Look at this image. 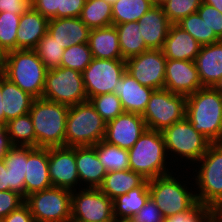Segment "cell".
<instances>
[{"instance_id": "obj_58", "label": "cell", "mask_w": 222, "mask_h": 222, "mask_svg": "<svg viewBox=\"0 0 222 222\" xmlns=\"http://www.w3.org/2000/svg\"><path fill=\"white\" fill-rule=\"evenodd\" d=\"M105 1H107L108 3L113 4V3L116 2L117 0H105Z\"/></svg>"}, {"instance_id": "obj_11", "label": "cell", "mask_w": 222, "mask_h": 222, "mask_svg": "<svg viewBox=\"0 0 222 222\" xmlns=\"http://www.w3.org/2000/svg\"><path fill=\"white\" fill-rule=\"evenodd\" d=\"M142 117L148 129L162 131L186 117V96L154 90Z\"/></svg>"}, {"instance_id": "obj_29", "label": "cell", "mask_w": 222, "mask_h": 222, "mask_svg": "<svg viewBox=\"0 0 222 222\" xmlns=\"http://www.w3.org/2000/svg\"><path fill=\"white\" fill-rule=\"evenodd\" d=\"M146 179L130 169L107 172L99 189L114 200L132 189L140 187Z\"/></svg>"}, {"instance_id": "obj_55", "label": "cell", "mask_w": 222, "mask_h": 222, "mask_svg": "<svg viewBox=\"0 0 222 222\" xmlns=\"http://www.w3.org/2000/svg\"><path fill=\"white\" fill-rule=\"evenodd\" d=\"M217 90H219L220 92H222V78L221 80L219 81V83L216 85L215 87Z\"/></svg>"}, {"instance_id": "obj_19", "label": "cell", "mask_w": 222, "mask_h": 222, "mask_svg": "<svg viewBox=\"0 0 222 222\" xmlns=\"http://www.w3.org/2000/svg\"><path fill=\"white\" fill-rule=\"evenodd\" d=\"M154 89L141 85L128 72L115 85L124 112L143 114Z\"/></svg>"}, {"instance_id": "obj_3", "label": "cell", "mask_w": 222, "mask_h": 222, "mask_svg": "<svg viewBox=\"0 0 222 222\" xmlns=\"http://www.w3.org/2000/svg\"><path fill=\"white\" fill-rule=\"evenodd\" d=\"M129 152V169L146 180L173 173L166 164L169 157L161 131L146 129Z\"/></svg>"}, {"instance_id": "obj_50", "label": "cell", "mask_w": 222, "mask_h": 222, "mask_svg": "<svg viewBox=\"0 0 222 222\" xmlns=\"http://www.w3.org/2000/svg\"><path fill=\"white\" fill-rule=\"evenodd\" d=\"M13 147L6 130V124L0 123V159H3L7 152Z\"/></svg>"}, {"instance_id": "obj_22", "label": "cell", "mask_w": 222, "mask_h": 222, "mask_svg": "<svg viewBox=\"0 0 222 222\" xmlns=\"http://www.w3.org/2000/svg\"><path fill=\"white\" fill-rule=\"evenodd\" d=\"M203 87H216L222 78V40L202 45L194 60Z\"/></svg>"}, {"instance_id": "obj_16", "label": "cell", "mask_w": 222, "mask_h": 222, "mask_svg": "<svg viewBox=\"0 0 222 222\" xmlns=\"http://www.w3.org/2000/svg\"><path fill=\"white\" fill-rule=\"evenodd\" d=\"M147 126L141 114L123 112L106 123L104 141L129 150L146 131Z\"/></svg>"}, {"instance_id": "obj_38", "label": "cell", "mask_w": 222, "mask_h": 222, "mask_svg": "<svg viewBox=\"0 0 222 222\" xmlns=\"http://www.w3.org/2000/svg\"><path fill=\"white\" fill-rule=\"evenodd\" d=\"M93 59L88 43L72 45L64 50L61 67L82 73Z\"/></svg>"}, {"instance_id": "obj_30", "label": "cell", "mask_w": 222, "mask_h": 222, "mask_svg": "<svg viewBox=\"0 0 222 222\" xmlns=\"http://www.w3.org/2000/svg\"><path fill=\"white\" fill-rule=\"evenodd\" d=\"M9 172V190L26 197L25 174L27 168V146H13L3 158Z\"/></svg>"}, {"instance_id": "obj_9", "label": "cell", "mask_w": 222, "mask_h": 222, "mask_svg": "<svg viewBox=\"0 0 222 222\" xmlns=\"http://www.w3.org/2000/svg\"><path fill=\"white\" fill-rule=\"evenodd\" d=\"M42 98L67 106L88 101L82 73L66 67L48 70Z\"/></svg>"}, {"instance_id": "obj_56", "label": "cell", "mask_w": 222, "mask_h": 222, "mask_svg": "<svg viewBox=\"0 0 222 222\" xmlns=\"http://www.w3.org/2000/svg\"><path fill=\"white\" fill-rule=\"evenodd\" d=\"M154 5H161L163 4L166 0H152Z\"/></svg>"}, {"instance_id": "obj_42", "label": "cell", "mask_w": 222, "mask_h": 222, "mask_svg": "<svg viewBox=\"0 0 222 222\" xmlns=\"http://www.w3.org/2000/svg\"><path fill=\"white\" fill-rule=\"evenodd\" d=\"M218 213L200 202L190 210L165 217L163 222H217Z\"/></svg>"}, {"instance_id": "obj_35", "label": "cell", "mask_w": 222, "mask_h": 222, "mask_svg": "<svg viewBox=\"0 0 222 222\" xmlns=\"http://www.w3.org/2000/svg\"><path fill=\"white\" fill-rule=\"evenodd\" d=\"M6 130L13 146L36 147L34 127L29 113L8 121Z\"/></svg>"}, {"instance_id": "obj_31", "label": "cell", "mask_w": 222, "mask_h": 222, "mask_svg": "<svg viewBox=\"0 0 222 222\" xmlns=\"http://www.w3.org/2000/svg\"><path fill=\"white\" fill-rule=\"evenodd\" d=\"M115 27L123 59L126 60L149 49L141 37L138 21L117 24Z\"/></svg>"}, {"instance_id": "obj_4", "label": "cell", "mask_w": 222, "mask_h": 222, "mask_svg": "<svg viewBox=\"0 0 222 222\" xmlns=\"http://www.w3.org/2000/svg\"><path fill=\"white\" fill-rule=\"evenodd\" d=\"M197 164L191 184L198 187L194 191L197 202L218 213L222 209V143H211Z\"/></svg>"}, {"instance_id": "obj_49", "label": "cell", "mask_w": 222, "mask_h": 222, "mask_svg": "<svg viewBox=\"0 0 222 222\" xmlns=\"http://www.w3.org/2000/svg\"><path fill=\"white\" fill-rule=\"evenodd\" d=\"M2 222H35L29 207L24 203L18 209L12 211L3 218Z\"/></svg>"}, {"instance_id": "obj_17", "label": "cell", "mask_w": 222, "mask_h": 222, "mask_svg": "<svg viewBox=\"0 0 222 222\" xmlns=\"http://www.w3.org/2000/svg\"><path fill=\"white\" fill-rule=\"evenodd\" d=\"M203 88L194 61L167 59L164 89L189 96Z\"/></svg>"}, {"instance_id": "obj_25", "label": "cell", "mask_w": 222, "mask_h": 222, "mask_svg": "<svg viewBox=\"0 0 222 222\" xmlns=\"http://www.w3.org/2000/svg\"><path fill=\"white\" fill-rule=\"evenodd\" d=\"M48 19L30 6L22 15L17 30L16 50H34L38 41L47 33Z\"/></svg>"}, {"instance_id": "obj_24", "label": "cell", "mask_w": 222, "mask_h": 222, "mask_svg": "<svg viewBox=\"0 0 222 222\" xmlns=\"http://www.w3.org/2000/svg\"><path fill=\"white\" fill-rule=\"evenodd\" d=\"M47 32L66 49L88 43L91 29L79 17L53 18L48 21Z\"/></svg>"}, {"instance_id": "obj_26", "label": "cell", "mask_w": 222, "mask_h": 222, "mask_svg": "<svg viewBox=\"0 0 222 222\" xmlns=\"http://www.w3.org/2000/svg\"><path fill=\"white\" fill-rule=\"evenodd\" d=\"M1 92L3 100L2 111L4 112L6 123L29 113L35 98L4 75L1 76Z\"/></svg>"}, {"instance_id": "obj_33", "label": "cell", "mask_w": 222, "mask_h": 222, "mask_svg": "<svg viewBox=\"0 0 222 222\" xmlns=\"http://www.w3.org/2000/svg\"><path fill=\"white\" fill-rule=\"evenodd\" d=\"M153 6L152 0H117L112 4L113 25L139 21Z\"/></svg>"}, {"instance_id": "obj_13", "label": "cell", "mask_w": 222, "mask_h": 222, "mask_svg": "<svg viewBox=\"0 0 222 222\" xmlns=\"http://www.w3.org/2000/svg\"><path fill=\"white\" fill-rule=\"evenodd\" d=\"M126 72L125 59L93 58L82 72L88 100L96 95L114 93L115 85Z\"/></svg>"}, {"instance_id": "obj_21", "label": "cell", "mask_w": 222, "mask_h": 222, "mask_svg": "<svg viewBox=\"0 0 222 222\" xmlns=\"http://www.w3.org/2000/svg\"><path fill=\"white\" fill-rule=\"evenodd\" d=\"M75 159L80 184L85 188H99L107 171L99 161L96 145L75 146Z\"/></svg>"}, {"instance_id": "obj_15", "label": "cell", "mask_w": 222, "mask_h": 222, "mask_svg": "<svg viewBox=\"0 0 222 222\" xmlns=\"http://www.w3.org/2000/svg\"><path fill=\"white\" fill-rule=\"evenodd\" d=\"M49 177L53 187L76 190L79 174L76 167L75 147L48 148Z\"/></svg>"}, {"instance_id": "obj_2", "label": "cell", "mask_w": 222, "mask_h": 222, "mask_svg": "<svg viewBox=\"0 0 222 222\" xmlns=\"http://www.w3.org/2000/svg\"><path fill=\"white\" fill-rule=\"evenodd\" d=\"M68 111L67 105L43 98L34 99L29 114L34 127L36 147L65 146Z\"/></svg>"}, {"instance_id": "obj_45", "label": "cell", "mask_w": 222, "mask_h": 222, "mask_svg": "<svg viewBox=\"0 0 222 222\" xmlns=\"http://www.w3.org/2000/svg\"><path fill=\"white\" fill-rule=\"evenodd\" d=\"M163 214L151 198L128 222H163Z\"/></svg>"}, {"instance_id": "obj_46", "label": "cell", "mask_w": 222, "mask_h": 222, "mask_svg": "<svg viewBox=\"0 0 222 222\" xmlns=\"http://www.w3.org/2000/svg\"><path fill=\"white\" fill-rule=\"evenodd\" d=\"M31 6L48 20L58 18L60 0H33Z\"/></svg>"}, {"instance_id": "obj_10", "label": "cell", "mask_w": 222, "mask_h": 222, "mask_svg": "<svg viewBox=\"0 0 222 222\" xmlns=\"http://www.w3.org/2000/svg\"><path fill=\"white\" fill-rule=\"evenodd\" d=\"M72 191L51 187L25 197L35 222H71Z\"/></svg>"}, {"instance_id": "obj_14", "label": "cell", "mask_w": 222, "mask_h": 222, "mask_svg": "<svg viewBox=\"0 0 222 222\" xmlns=\"http://www.w3.org/2000/svg\"><path fill=\"white\" fill-rule=\"evenodd\" d=\"M126 72L141 85L164 89L166 57L160 49H148L125 60Z\"/></svg>"}, {"instance_id": "obj_53", "label": "cell", "mask_w": 222, "mask_h": 222, "mask_svg": "<svg viewBox=\"0 0 222 222\" xmlns=\"http://www.w3.org/2000/svg\"><path fill=\"white\" fill-rule=\"evenodd\" d=\"M203 3L213 6L222 13V0H203Z\"/></svg>"}, {"instance_id": "obj_48", "label": "cell", "mask_w": 222, "mask_h": 222, "mask_svg": "<svg viewBox=\"0 0 222 222\" xmlns=\"http://www.w3.org/2000/svg\"><path fill=\"white\" fill-rule=\"evenodd\" d=\"M30 6L28 0H0V12L22 15Z\"/></svg>"}, {"instance_id": "obj_12", "label": "cell", "mask_w": 222, "mask_h": 222, "mask_svg": "<svg viewBox=\"0 0 222 222\" xmlns=\"http://www.w3.org/2000/svg\"><path fill=\"white\" fill-rule=\"evenodd\" d=\"M77 189L71 196V222H116L113 200L99 188Z\"/></svg>"}, {"instance_id": "obj_52", "label": "cell", "mask_w": 222, "mask_h": 222, "mask_svg": "<svg viewBox=\"0 0 222 222\" xmlns=\"http://www.w3.org/2000/svg\"><path fill=\"white\" fill-rule=\"evenodd\" d=\"M8 51L0 45V76L4 75Z\"/></svg>"}, {"instance_id": "obj_54", "label": "cell", "mask_w": 222, "mask_h": 222, "mask_svg": "<svg viewBox=\"0 0 222 222\" xmlns=\"http://www.w3.org/2000/svg\"><path fill=\"white\" fill-rule=\"evenodd\" d=\"M2 92H1V76H0V123L6 124V118L4 112L2 111Z\"/></svg>"}, {"instance_id": "obj_34", "label": "cell", "mask_w": 222, "mask_h": 222, "mask_svg": "<svg viewBox=\"0 0 222 222\" xmlns=\"http://www.w3.org/2000/svg\"><path fill=\"white\" fill-rule=\"evenodd\" d=\"M96 153L107 172L129 169V152L104 140L96 144Z\"/></svg>"}, {"instance_id": "obj_57", "label": "cell", "mask_w": 222, "mask_h": 222, "mask_svg": "<svg viewBox=\"0 0 222 222\" xmlns=\"http://www.w3.org/2000/svg\"><path fill=\"white\" fill-rule=\"evenodd\" d=\"M217 222H222V209L218 212Z\"/></svg>"}, {"instance_id": "obj_5", "label": "cell", "mask_w": 222, "mask_h": 222, "mask_svg": "<svg viewBox=\"0 0 222 222\" xmlns=\"http://www.w3.org/2000/svg\"><path fill=\"white\" fill-rule=\"evenodd\" d=\"M47 71L34 50L8 52L4 76L35 99L42 98Z\"/></svg>"}, {"instance_id": "obj_18", "label": "cell", "mask_w": 222, "mask_h": 222, "mask_svg": "<svg viewBox=\"0 0 222 222\" xmlns=\"http://www.w3.org/2000/svg\"><path fill=\"white\" fill-rule=\"evenodd\" d=\"M24 181L26 196L53 187L49 177L48 148L27 146Z\"/></svg>"}, {"instance_id": "obj_23", "label": "cell", "mask_w": 222, "mask_h": 222, "mask_svg": "<svg viewBox=\"0 0 222 222\" xmlns=\"http://www.w3.org/2000/svg\"><path fill=\"white\" fill-rule=\"evenodd\" d=\"M201 44L177 24H171L162 52L166 59L194 61Z\"/></svg>"}, {"instance_id": "obj_6", "label": "cell", "mask_w": 222, "mask_h": 222, "mask_svg": "<svg viewBox=\"0 0 222 222\" xmlns=\"http://www.w3.org/2000/svg\"><path fill=\"white\" fill-rule=\"evenodd\" d=\"M106 123L89 101L69 106L65 147L93 146L104 139Z\"/></svg>"}, {"instance_id": "obj_32", "label": "cell", "mask_w": 222, "mask_h": 222, "mask_svg": "<svg viewBox=\"0 0 222 222\" xmlns=\"http://www.w3.org/2000/svg\"><path fill=\"white\" fill-rule=\"evenodd\" d=\"M79 18L90 29L111 26L112 4L105 0H86Z\"/></svg>"}, {"instance_id": "obj_27", "label": "cell", "mask_w": 222, "mask_h": 222, "mask_svg": "<svg viewBox=\"0 0 222 222\" xmlns=\"http://www.w3.org/2000/svg\"><path fill=\"white\" fill-rule=\"evenodd\" d=\"M88 45L93 58L123 59L118 33L114 25L91 29Z\"/></svg>"}, {"instance_id": "obj_36", "label": "cell", "mask_w": 222, "mask_h": 222, "mask_svg": "<svg viewBox=\"0 0 222 222\" xmlns=\"http://www.w3.org/2000/svg\"><path fill=\"white\" fill-rule=\"evenodd\" d=\"M177 25L188 32L201 45L220 41L213 29L209 28L197 12L183 18Z\"/></svg>"}, {"instance_id": "obj_8", "label": "cell", "mask_w": 222, "mask_h": 222, "mask_svg": "<svg viewBox=\"0 0 222 222\" xmlns=\"http://www.w3.org/2000/svg\"><path fill=\"white\" fill-rule=\"evenodd\" d=\"M161 133L164 138L167 154H172L173 158L178 156L179 159L182 158V161L184 159L188 163L190 160V164L193 163L196 165L211 144L201 133L193 128L186 117L166 127ZM170 151L171 153H169Z\"/></svg>"}, {"instance_id": "obj_40", "label": "cell", "mask_w": 222, "mask_h": 222, "mask_svg": "<svg viewBox=\"0 0 222 222\" xmlns=\"http://www.w3.org/2000/svg\"><path fill=\"white\" fill-rule=\"evenodd\" d=\"M203 0H166L161 7L171 24H177L183 18L196 13Z\"/></svg>"}, {"instance_id": "obj_47", "label": "cell", "mask_w": 222, "mask_h": 222, "mask_svg": "<svg viewBox=\"0 0 222 222\" xmlns=\"http://www.w3.org/2000/svg\"><path fill=\"white\" fill-rule=\"evenodd\" d=\"M86 0H60L58 18L80 17Z\"/></svg>"}, {"instance_id": "obj_37", "label": "cell", "mask_w": 222, "mask_h": 222, "mask_svg": "<svg viewBox=\"0 0 222 222\" xmlns=\"http://www.w3.org/2000/svg\"><path fill=\"white\" fill-rule=\"evenodd\" d=\"M64 50L62 45L48 32L38 41L34 49L48 70L61 67Z\"/></svg>"}, {"instance_id": "obj_39", "label": "cell", "mask_w": 222, "mask_h": 222, "mask_svg": "<svg viewBox=\"0 0 222 222\" xmlns=\"http://www.w3.org/2000/svg\"><path fill=\"white\" fill-rule=\"evenodd\" d=\"M105 123L124 112L120 99L115 93L96 95L88 100Z\"/></svg>"}, {"instance_id": "obj_28", "label": "cell", "mask_w": 222, "mask_h": 222, "mask_svg": "<svg viewBox=\"0 0 222 222\" xmlns=\"http://www.w3.org/2000/svg\"><path fill=\"white\" fill-rule=\"evenodd\" d=\"M148 180L140 187L120 195L113 200V215L116 222H128L148 201Z\"/></svg>"}, {"instance_id": "obj_20", "label": "cell", "mask_w": 222, "mask_h": 222, "mask_svg": "<svg viewBox=\"0 0 222 222\" xmlns=\"http://www.w3.org/2000/svg\"><path fill=\"white\" fill-rule=\"evenodd\" d=\"M139 30L149 49H162L171 26L161 5L151 7L140 19Z\"/></svg>"}, {"instance_id": "obj_7", "label": "cell", "mask_w": 222, "mask_h": 222, "mask_svg": "<svg viewBox=\"0 0 222 222\" xmlns=\"http://www.w3.org/2000/svg\"><path fill=\"white\" fill-rule=\"evenodd\" d=\"M172 174L148 180L150 198L164 218L188 211L197 203L195 193L186 186V183L182 184L183 182L179 181V176L175 179Z\"/></svg>"}, {"instance_id": "obj_41", "label": "cell", "mask_w": 222, "mask_h": 222, "mask_svg": "<svg viewBox=\"0 0 222 222\" xmlns=\"http://www.w3.org/2000/svg\"><path fill=\"white\" fill-rule=\"evenodd\" d=\"M21 15L0 12V45L8 52L16 50L17 30Z\"/></svg>"}, {"instance_id": "obj_1", "label": "cell", "mask_w": 222, "mask_h": 222, "mask_svg": "<svg viewBox=\"0 0 222 222\" xmlns=\"http://www.w3.org/2000/svg\"><path fill=\"white\" fill-rule=\"evenodd\" d=\"M186 118L211 143H222V92L203 87L186 97Z\"/></svg>"}, {"instance_id": "obj_43", "label": "cell", "mask_w": 222, "mask_h": 222, "mask_svg": "<svg viewBox=\"0 0 222 222\" xmlns=\"http://www.w3.org/2000/svg\"><path fill=\"white\" fill-rule=\"evenodd\" d=\"M199 16L213 29L216 36L222 40V13L209 4L201 3L197 10Z\"/></svg>"}, {"instance_id": "obj_44", "label": "cell", "mask_w": 222, "mask_h": 222, "mask_svg": "<svg viewBox=\"0 0 222 222\" xmlns=\"http://www.w3.org/2000/svg\"><path fill=\"white\" fill-rule=\"evenodd\" d=\"M25 203V198L15 191H0V221Z\"/></svg>"}, {"instance_id": "obj_51", "label": "cell", "mask_w": 222, "mask_h": 222, "mask_svg": "<svg viewBox=\"0 0 222 222\" xmlns=\"http://www.w3.org/2000/svg\"><path fill=\"white\" fill-rule=\"evenodd\" d=\"M9 172L3 159H0V191L9 190Z\"/></svg>"}]
</instances>
